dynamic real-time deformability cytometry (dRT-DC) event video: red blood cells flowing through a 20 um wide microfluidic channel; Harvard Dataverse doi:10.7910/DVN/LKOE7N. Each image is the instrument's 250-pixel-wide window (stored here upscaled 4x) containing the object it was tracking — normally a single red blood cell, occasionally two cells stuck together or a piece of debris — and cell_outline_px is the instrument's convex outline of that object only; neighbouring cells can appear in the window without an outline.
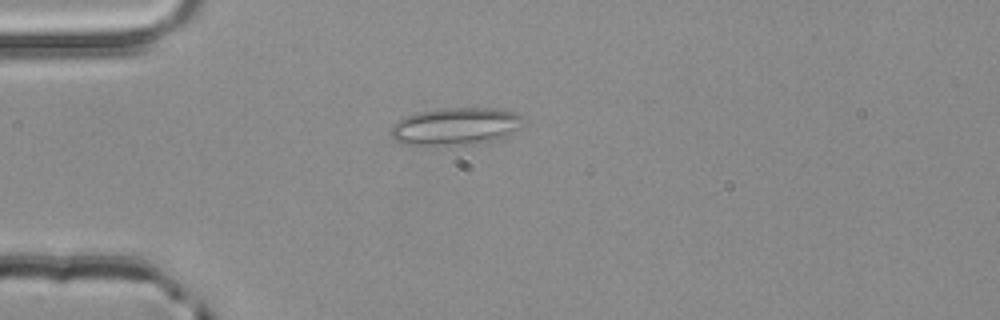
{"species": "common noctule bat (a hibernating species)", "species_latin": "Nyctalus noctula", "temperature_condition": "room temperature", "stored_images_in_passage": 1, "camera_frame_rate_fps": 3000, "um_per_image_px": 0.085, "animal": {"sex": "male", "body_mass_g": 20.4}, "frame": {"image": 1, "passage_image": 1, "time_ms": 0.0, "image_size_px": [1000, 320], "cell_outline_px": [[520, 128], [504, 136], [492, 140], [456, 144], [404, 144], [396, 140], [392, 136], [392, 124], [396, 120], [416, 112], [440, 108], [492, 108], [516, 112], [520, 116]], "centroid_in_image_um": [38.67, 10.7], "position_along_channel_um": 46.3, "area_um2": 28.15}}